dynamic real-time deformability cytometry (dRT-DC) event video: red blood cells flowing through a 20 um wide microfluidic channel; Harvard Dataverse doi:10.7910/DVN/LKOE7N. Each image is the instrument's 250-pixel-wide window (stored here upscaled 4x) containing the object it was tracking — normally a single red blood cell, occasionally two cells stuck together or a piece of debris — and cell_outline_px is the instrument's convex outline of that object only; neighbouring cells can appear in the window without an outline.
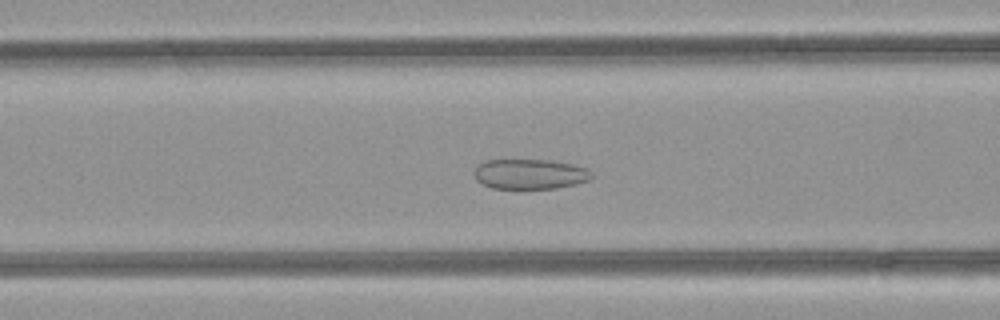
{"species": "common noctule bat (a hibernating species)", "species_latin": "Nyctalus noctula", "temperature_condition": "room temperature", "stored_images_in_passage": 37, "camera_frame_rate_fps": 3000, "um_per_image_px": 0.085, "animal": {"sex": "female", "body_mass_g": 21.9}, "frame": {"image": 1, "passage_image": 7, "time_ms": 2.0, "image_size_px": [1000, 320], "cell_outline_px": [[596, 176], [588, 180], [576, 184], [556, 188], [492, 188], [476, 180], [472, 172], [476, 164], [484, 160], [552, 160], [572, 164], [588, 168]], "centroid_in_image_um": [45.04, 14.78], "position_along_channel_um": 121.6, "area_um2": 20.87}}
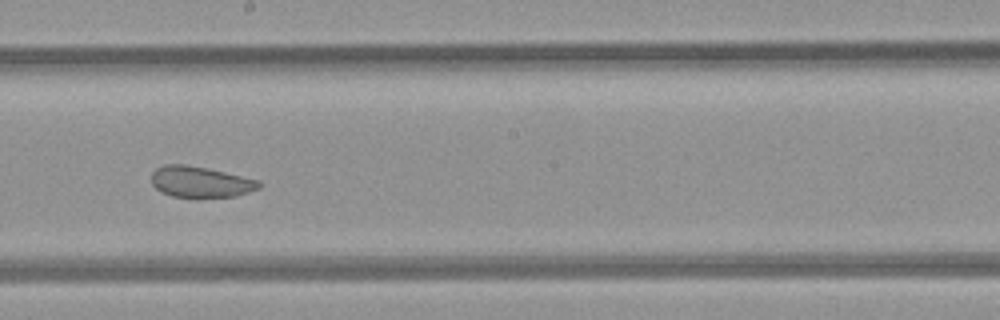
{"frame": {"image": 2, "passage_image": 15, "time_ms": 4.667, "image_size_px": [1000, 320], "cell_outline_px": [[264, 184], [260, 188], [236, 196], [196, 200], [192, 200], [172, 196], [160, 192], [152, 184], [152, 172], [156, 168], [164, 164], [184, 164], [208, 168], [260, 180]], "centroid_in_image_um": [17.06, 15.5], "position_along_channel_um": 231.1, "area_um2": 20.35}}
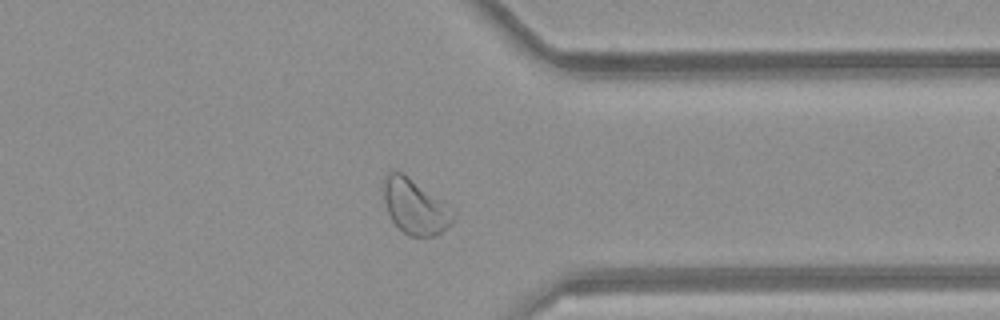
{"frame": {"image": 3, "passage_image": 26, "time_ms": 8.333, "image_size_px": [1000, 320], "cell_outline_px": [[456, 216], [452, 224], [440, 232], [432, 236], [408, 236], [392, 220], [388, 212], [384, 200], [384, 176], [388, 172], [400, 172], [448, 204], [456, 212]], "centroid_in_image_um": [35.31, 17.59], "position_along_channel_um": 376.1, "area_um2": 21.96}, "authors_computed_cell_mechanics": {"area_um2": 21.9062, "velocity_mm_per_s": 4.0999, "shape_relaxation_time_tau1_ms": null, "shape_relaxation_time_tau2_ms": 1.1605, "deformation_change_tau1": null, "deformation_change_tau2": 0.0596}}